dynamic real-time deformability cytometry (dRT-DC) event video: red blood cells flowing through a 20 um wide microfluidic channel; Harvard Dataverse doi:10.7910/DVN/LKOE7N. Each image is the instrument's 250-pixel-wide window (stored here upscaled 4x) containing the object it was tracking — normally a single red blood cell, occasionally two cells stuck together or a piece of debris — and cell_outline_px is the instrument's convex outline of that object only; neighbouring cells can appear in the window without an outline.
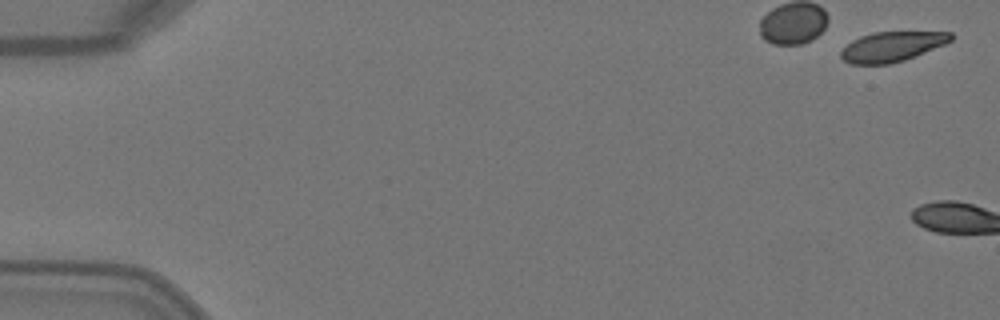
{"species": "Egyptian fruit bat (a non-hibernating species)", "species_latin": "Rousettus aegyptiacus", "temperature_condition": "warm", "stored_images_in_passage": 4, "camera_frame_rate_fps": 3000, "um_per_image_px": 0.085, "animal": {"sex": "female"}, "frame": {"image": 1, "passage_image": 1, "time_ms": 0.0, "image_size_px": [1000, 320], "cell_outline_px": [[956, 36], [952, 40], [944, 44], [904, 60], [888, 64], [852, 64], [844, 60], [840, 56], [840, 52], [852, 40], [860, 36], [872, 32], [952, 32]], "centroid_in_image_um": [75.82, 3.95], "position_along_channel_um": 9.2, "area_um2": 19.02}}